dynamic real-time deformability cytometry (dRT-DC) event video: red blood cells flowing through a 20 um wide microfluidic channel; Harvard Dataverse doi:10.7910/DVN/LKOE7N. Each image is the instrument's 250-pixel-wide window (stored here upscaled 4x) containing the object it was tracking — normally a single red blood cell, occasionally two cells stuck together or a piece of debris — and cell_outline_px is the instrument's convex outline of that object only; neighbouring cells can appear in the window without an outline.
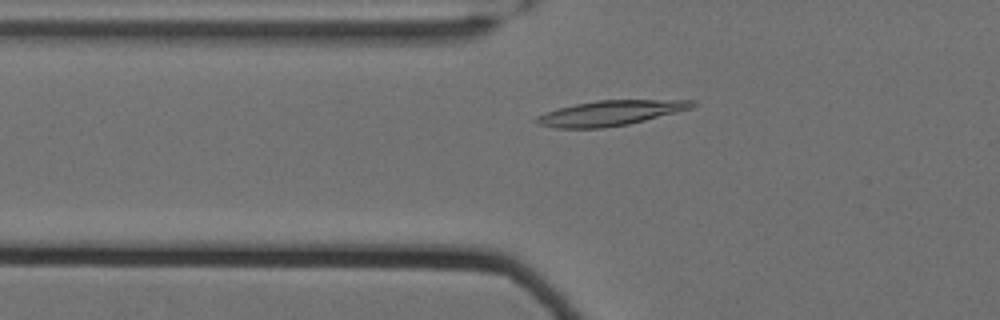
{"species": "Egyptian fruit bat (a non-hibernating species)", "species_latin": "Rousettus aegyptiacus", "temperature_condition": "cold", "stored_images_in_passage": 54, "camera_frame_rate_fps": 3000, "um_per_image_px": 0.085, "animal": {"sex": "female"}, "frame": {"image": 1, "passage_image": 17, "time_ms": 5.333, "image_size_px": [1000, 320], "cell_outline_px": [[700, 104], [692, 108], [628, 124], [604, 128], [556, 128], [536, 124], [532, 120], [536, 116], [544, 112], [576, 104], [596, 100], [696, 100]], "centroid_in_image_um": [51.86, 9.61], "position_along_channel_um": 73.9, "area_um2": 22.83}}
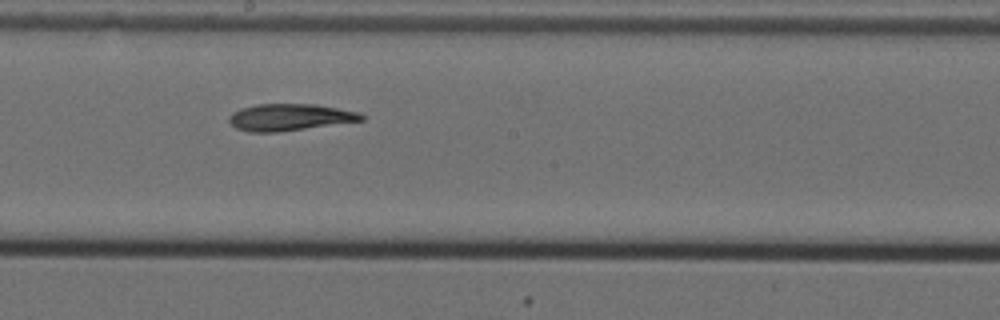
{"frame": {"image": 2, "passage_image": 30, "time_ms": 9.667, "image_size_px": [1000, 320], "cell_outline_px": [[364, 120], [280, 132], [248, 132], [236, 128], [228, 120], [228, 116], [232, 112], [240, 108], [256, 104], [316, 104], [360, 112], [364, 116]], "centroid_in_image_um": [24.6, 9.96], "position_along_channel_um": 223.6, "area_um2": 20.81}}
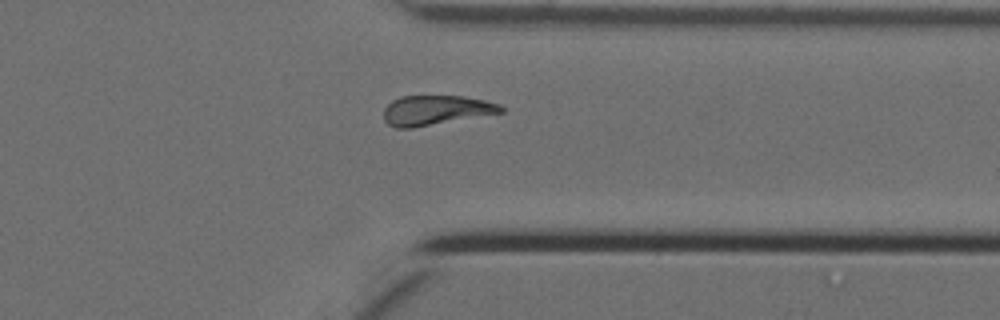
{"frame": {"image": 3, "passage_image": 43, "time_ms": 14.0, "image_size_px": [1000, 320], "cell_outline_px": [[504, 112], [412, 128], [396, 128], [388, 124], [384, 120], [384, 108], [392, 100], [400, 96], [464, 96], [484, 100], [500, 104], [504, 108]], "centroid_in_image_um": [37.04, 9.36], "position_along_channel_um": 374.4, "area_um2": 20.29}}